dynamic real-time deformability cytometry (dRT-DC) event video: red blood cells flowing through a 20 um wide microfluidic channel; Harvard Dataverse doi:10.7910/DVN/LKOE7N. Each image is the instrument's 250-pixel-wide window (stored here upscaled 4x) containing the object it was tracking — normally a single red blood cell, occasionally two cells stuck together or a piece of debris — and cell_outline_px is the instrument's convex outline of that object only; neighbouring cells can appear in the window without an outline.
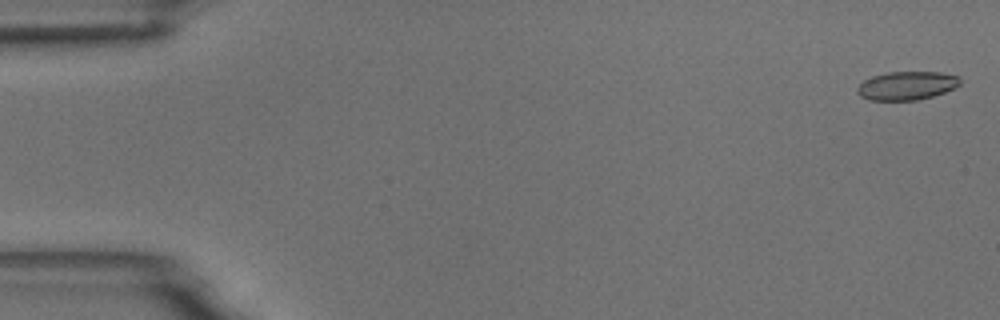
{"species": "common noctule bat (a hibernating species)", "species_latin": "Nyctalus noctula", "temperature_condition": "room temperature", "stored_images_in_passage": 6, "camera_frame_rate_fps": 3000, "um_per_image_px": 0.085, "animal": {"sex": "male", "body_mass_g": 18.8}, "frame": {"image": 1, "passage_image": 1, "time_ms": 0.0, "image_size_px": [1000, 320], "cell_outline_px": [[960, 84], [944, 92], [932, 96], [916, 100], [868, 100], [860, 96], [856, 92], [856, 88], [864, 80], [872, 76], [888, 72], [940, 72], [960, 76]], "centroid_in_image_um": [77.05, 7.28], "position_along_channel_um": 8.0, "area_um2": 17.05}}
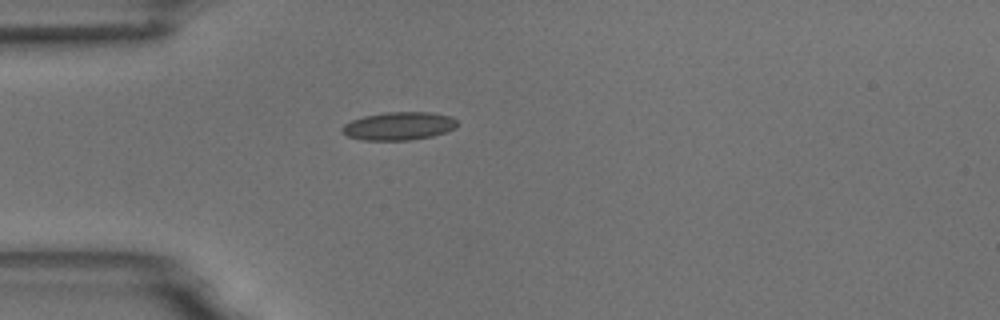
{"frame": {"image": 2, "passage_image": 5, "time_ms": 4.667, "image_size_px": [1000, 320], "cell_outline_px": [[456, 128], [448, 132], [432, 136], [412, 140], [364, 140], [348, 136], [340, 132], [340, 128], [344, 124], [352, 120], [364, 116], [384, 112], [432, 112], [452, 116], [456, 120]], "centroid_in_image_um": [33.91, 10.71], "position_along_channel_um": 51.1, "area_um2": 19.07}}